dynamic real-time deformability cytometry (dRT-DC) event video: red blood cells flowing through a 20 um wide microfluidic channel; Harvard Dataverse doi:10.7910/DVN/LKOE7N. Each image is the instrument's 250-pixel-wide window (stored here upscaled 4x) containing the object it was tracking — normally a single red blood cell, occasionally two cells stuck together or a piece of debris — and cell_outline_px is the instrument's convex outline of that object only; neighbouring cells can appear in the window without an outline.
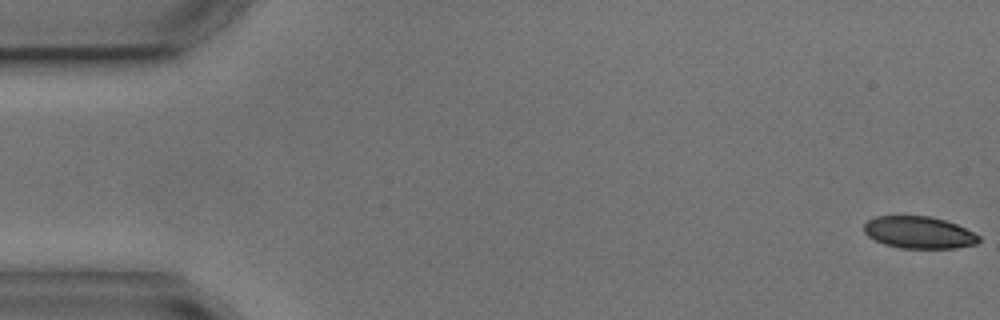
{"species": "common noctule bat (a hibernating species)", "species_latin": "Nyctalus noctula", "temperature_condition": "cold", "stored_images_in_passage": 4, "segment_of_instrument_passage": [2, 2], "camera_frame_rate_fps": 3000, "um_per_image_px": 0.085, "animal": {"sex": "male", "body_mass_g": 17.9, "forearm_length_mm": 54.2}, "frame": {"image": 1, "passage_image": 4, "time_ms": 4.667, "image_size_px": [1000, 320], "cell_outline_px": [[980, 240], [976, 244], [956, 248], [900, 248], [884, 244], [868, 236], [864, 232], [864, 224], [868, 220], [876, 216], [932, 216], [956, 224], [980, 236]], "centroid_in_image_um": [78.1, 19.76], "position_along_channel_um": 6.9, "area_um2": 21.39}}